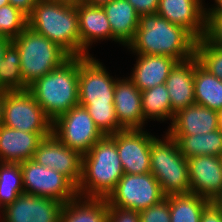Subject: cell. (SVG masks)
<instances>
[{
  "label": "cell",
  "mask_w": 222,
  "mask_h": 222,
  "mask_svg": "<svg viewBox=\"0 0 222 222\" xmlns=\"http://www.w3.org/2000/svg\"><path fill=\"white\" fill-rule=\"evenodd\" d=\"M196 42L188 30L155 13L139 16L135 36L127 47L133 53L166 55L181 62L195 56Z\"/></svg>",
  "instance_id": "6da1fadb"
},
{
  "label": "cell",
  "mask_w": 222,
  "mask_h": 222,
  "mask_svg": "<svg viewBox=\"0 0 222 222\" xmlns=\"http://www.w3.org/2000/svg\"><path fill=\"white\" fill-rule=\"evenodd\" d=\"M124 175L116 133L104 135L82 155V177L77 193L85 198H107Z\"/></svg>",
  "instance_id": "7a4b0ae2"
},
{
  "label": "cell",
  "mask_w": 222,
  "mask_h": 222,
  "mask_svg": "<svg viewBox=\"0 0 222 222\" xmlns=\"http://www.w3.org/2000/svg\"><path fill=\"white\" fill-rule=\"evenodd\" d=\"M27 17L30 29L57 43L70 56H81L77 5L39 0Z\"/></svg>",
  "instance_id": "3957f363"
},
{
  "label": "cell",
  "mask_w": 222,
  "mask_h": 222,
  "mask_svg": "<svg viewBox=\"0 0 222 222\" xmlns=\"http://www.w3.org/2000/svg\"><path fill=\"white\" fill-rule=\"evenodd\" d=\"M79 56H71L59 68L38 78L27 90L54 121L79 104Z\"/></svg>",
  "instance_id": "277c9868"
},
{
  "label": "cell",
  "mask_w": 222,
  "mask_h": 222,
  "mask_svg": "<svg viewBox=\"0 0 222 222\" xmlns=\"http://www.w3.org/2000/svg\"><path fill=\"white\" fill-rule=\"evenodd\" d=\"M12 43L20 53V69L27 88L38 78L59 68L71 57L57 43L28 26L12 39Z\"/></svg>",
  "instance_id": "5b68a950"
},
{
  "label": "cell",
  "mask_w": 222,
  "mask_h": 222,
  "mask_svg": "<svg viewBox=\"0 0 222 222\" xmlns=\"http://www.w3.org/2000/svg\"><path fill=\"white\" fill-rule=\"evenodd\" d=\"M162 140L156 137L151 142L150 173L159 182L165 196L190 193L187 158L168 133Z\"/></svg>",
  "instance_id": "8992f818"
},
{
  "label": "cell",
  "mask_w": 222,
  "mask_h": 222,
  "mask_svg": "<svg viewBox=\"0 0 222 222\" xmlns=\"http://www.w3.org/2000/svg\"><path fill=\"white\" fill-rule=\"evenodd\" d=\"M3 125L28 133H52L53 121L28 90L1 92Z\"/></svg>",
  "instance_id": "52a82bcc"
},
{
  "label": "cell",
  "mask_w": 222,
  "mask_h": 222,
  "mask_svg": "<svg viewBox=\"0 0 222 222\" xmlns=\"http://www.w3.org/2000/svg\"><path fill=\"white\" fill-rule=\"evenodd\" d=\"M52 134L81 155L86 154L104 136L96 127L87 108L80 104L53 121Z\"/></svg>",
  "instance_id": "ba28073f"
},
{
  "label": "cell",
  "mask_w": 222,
  "mask_h": 222,
  "mask_svg": "<svg viewBox=\"0 0 222 222\" xmlns=\"http://www.w3.org/2000/svg\"><path fill=\"white\" fill-rule=\"evenodd\" d=\"M166 196L152 173L125 174L106 198L107 205L141 211L160 202Z\"/></svg>",
  "instance_id": "9c48e42d"
},
{
  "label": "cell",
  "mask_w": 222,
  "mask_h": 222,
  "mask_svg": "<svg viewBox=\"0 0 222 222\" xmlns=\"http://www.w3.org/2000/svg\"><path fill=\"white\" fill-rule=\"evenodd\" d=\"M24 193L65 204L78 196L77 187L58 171L29 159L20 163Z\"/></svg>",
  "instance_id": "30bf717a"
},
{
  "label": "cell",
  "mask_w": 222,
  "mask_h": 222,
  "mask_svg": "<svg viewBox=\"0 0 222 222\" xmlns=\"http://www.w3.org/2000/svg\"><path fill=\"white\" fill-rule=\"evenodd\" d=\"M116 80L106 71L101 62L90 55L79 56V104L114 105Z\"/></svg>",
  "instance_id": "8fae6325"
},
{
  "label": "cell",
  "mask_w": 222,
  "mask_h": 222,
  "mask_svg": "<svg viewBox=\"0 0 222 222\" xmlns=\"http://www.w3.org/2000/svg\"><path fill=\"white\" fill-rule=\"evenodd\" d=\"M33 160L66 176L76 187L82 177V155L61 143L53 134L39 143Z\"/></svg>",
  "instance_id": "7c38bea8"
},
{
  "label": "cell",
  "mask_w": 222,
  "mask_h": 222,
  "mask_svg": "<svg viewBox=\"0 0 222 222\" xmlns=\"http://www.w3.org/2000/svg\"><path fill=\"white\" fill-rule=\"evenodd\" d=\"M155 136L142 129H124L116 133V146L125 174L150 172V147Z\"/></svg>",
  "instance_id": "4fadbf2b"
},
{
  "label": "cell",
  "mask_w": 222,
  "mask_h": 222,
  "mask_svg": "<svg viewBox=\"0 0 222 222\" xmlns=\"http://www.w3.org/2000/svg\"><path fill=\"white\" fill-rule=\"evenodd\" d=\"M62 207L55 199L24 193L4 208L1 222H59Z\"/></svg>",
  "instance_id": "5bb4252c"
},
{
  "label": "cell",
  "mask_w": 222,
  "mask_h": 222,
  "mask_svg": "<svg viewBox=\"0 0 222 222\" xmlns=\"http://www.w3.org/2000/svg\"><path fill=\"white\" fill-rule=\"evenodd\" d=\"M190 192L210 202L222 193V157L202 155L187 158Z\"/></svg>",
  "instance_id": "9a60e30c"
},
{
  "label": "cell",
  "mask_w": 222,
  "mask_h": 222,
  "mask_svg": "<svg viewBox=\"0 0 222 222\" xmlns=\"http://www.w3.org/2000/svg\"><path fill=\"white\" fill-rule=\"evenodd\" d=\"M203 0H159L157 14L188 30L197 40L205 35L206 10Z\"/></svg>",
  "instance_id": "2e32d148"
},
{
  "label": "cell",
  "mask_w": 222,
  "mask_h": 222,
  "mask_svg": "<svg viewBox=\"0 0 222 222\" xmlns=\"http://www.w3.org/2000/svg\"><path fill=\"white\" fill-rule=\"evenodd\" d=\"M114 109L118 122L124 129L143 128L146 120L142 113L141 91L129 78L116 80Z\"/></svg>",
  "instance_id": "e0dca14e"
},
{
  "label": "cell",
  "mask_w": 222,
  "mask_h": 222,
  "mask_svg": "<svg viewBox=\"0 0 222 222\" xmlns=\"http://www.w3.org/2000/svg\"><path fill=\"white\" fill-rule=\"evenodd\" d=\"M52 133H28L2 125L0 128V162L22 163L33 159L44 137Z\"/></svg>",
  "instance_id": "ac0fdd59"
},
{
  "label": "cell",
  "mask_w": 222,
  "mask_h": 222,
  "mask_svg": "<svg viewBox=\"0 0 222 222\" xmlns=\"http://www.w3.org/2000/svg\"><path fill=\"white\" fill-rule=\"evenodd\" d=\"M81 42V56H88V48L97 40H113V33L103 7L85 2L77 4Z\"/></svg>",
  "instance_id": "d6986e66"
},
{
  "label": "cell",
  "mask_w": 222,
  "mask_h": 222,
  "mask_svg": "<svg viewBox=\"0 0 222 222\" xmlns=\"http://www.w3.org/2000/svg\"><path fill=\"white\" fill-rule=\"evenodd\" d=\"M169 128V135L206 134L219 129L218 112L193 104L178 111Z\"/></svg>",
  "instance_id": "ffe728a7"
},
{
  "label": "cell",
  "mask_w": 222,
  "mask_h": 222,
  "mask_svg": "<svg viewBox=\"0 0 222 222\" xmlns=\"http://www.w3.org/2000/svg\"><path fill=\"white\" fill-rule=\"evenodd\" d=\"M172 112L195 104L194 97V57L177 62L165 81Z\"/></svg>",
  "instance_id": "44dd1931"
},
{
  "label": "cell",
  "mask_w": 222,
  "mask_h": 222,
  "mask_svg": "<svg viewBox=\"0 0 222 222\" xmlns=\"http://www.w3.org/2000/svg\"><path fill=\"white\" fill-rule=\"evenodd\" d=\"M136 55L138 59L129 79L140 91L165 83L171 69L178 62L166 55Z\"/></svg>",
  "instance_id": "7402d4cb"
},
{
  "label": "cell",
  "mask_w": 222,
  "mask_h": 222,
  "mask_svg": "<svg viewBox=\"0 0 222 222\" xmlns=\"http://www.w3.org/2000/svg\"><path fill=\"white\" fill-rule=\"evenodd\" d=\"M110 23L113 41L127 46L138 28L139 15L127 0H112L102 6Z\"/></svg>",
  "instance_id": "603a6c76"
},
{
  "label": "cell",
  "mask_w": 222,
  "mask_h": 222,
  "mask_svg": "<svg viewBox=\"0 0 222 222\" xmlns=\"http://www.w3.org/2000/svg\"><path fill=\"white\" fill-rule=\"evenodd\" d=\"M59 222H108L107 200L77 196L63 204Z\"/></svg>",
  "instance_id": "cb8c5ba5"
},
{
  "label": "cell",
  "mask_w": 222,
  "mask_h": 222,
  "mask_svg": "<svg viewBox=\"0 0 222 222\" xmlns=\"http://www.w3.org/2000/svg\"><path fill=\"white\" fill-rule=\"evenodd\" d=\"M195 104L219 112L222 110V80L209 73L194 56Z\"/></svg>",
  "instance_id": "d4e9b609"
},
{
  "label": "cell",
  "mask_w": 222,
  "mask_h": 222,
  "mask_svg": "<svg viewBox=\"0 0 222 222\" xmlns=\"http://www.w3.org/2000/svg\"><path fill=\"white\" fill-rule=\"evenodd\" d=\"M170 136L176 140L180 153L186 158L202 155L222 157V131L220 129L206 134Z\"/></svg>",
  "instance_id": "484cf974"
},
{
  "label": "cell",
  "mask_w": 222,
  "mask_h": 222,
  "mask_svg": "<svg viewBox=\"0 0 222 222\" xmlns=\"http://www.w3.org/2000/svg\"><path fill=\"white\" fill-rule=\"evenodd\" d=\"M209 200L195 193L169 195L170 222H200Z\"/></svg>",
  "instance_id": "4316f807"
},
{
  "label": "cell",
  "mask_w": 222,
  "mask_h": 222,
  "mask_svg": "<svg viewBox=\"0 0 222 222\" xmlns=\"http://www.w3.org/2000/svg\"><path fill=\"white\" fill-rule=\"evenodd\" d=\"M142 113L144 119L173 121L175 114L172 112L171 102L165 83L141 91Z\"/></svg>",
  "instance_id": "83f0119b"
},
{
  "label": "cell",
  "mask_w": 222,
  "mask_h": 222,
  "mask_svg": "<svg viewBox=\"0 0 222 222\" xmlns=\"http://www.w3.org/2000/svg\"><path fill=\"white\" fill-rule=\"evenodd\" d=\"M27 90L20 69V53L11 43L0 62V92Z\"/></svg>",
  "instance_id": "f1b7e54d"
},
{
  "label": "cell",
  "mask_w": 222,
  "mask_h": 222,
  "mask_svg": "<svg viewBox=\"0 0 222 222\" xmlns=\"http://www.w3.org/2000/svg\"><path fill=\"white\" fill-rule=\"evenodd\" d=\"M24 194L20 163L0 162V205L4 209Z\"/></svg>",
  "instance_id": "f546056e"
},
{
  "label": "cell",
  "mask_w": 222,
  "mask_h": 222,
  "mask_svg": "<svg viewBox=\"0 0 222 222\" xmlns=\"http://www.w3.org/2000/svg\"><path fill=\"white\" fill-rule=\"evenodd\" d=\"M195 57L209 73L222 80V49L210 44L204 37L197 40Z\"/></svg>",
  "instance_id": "4dcf8cb0"
},
{
  "label": "cell",
  "mask_w": 222,
  "mask_h": 222,
  "mask_svg": "<svg viewBox=\"0 0 222 222\" xmlns=\"http://www.w3.org/2000/svg\"><path fill=\"white\" fill-rule=\"evenodd\" d=\"M27 15L11 4L0 7V36L16 38L27 26Z\"/></svg>",
  "instance_id": "1f68e13d"
},
{
  "label": "cell",
  "mask_w": 222,
  "mask_h": 222,
  "mask_svg": "<svg viewBox=\"0 0 222 222\" xmlns=\"http://www.w3.org/2000/svg\"><path fill=\"white\" fill-rule=\"evenodd\" d=\"M85 106L94 120L96 127L102 132L103 135H113L118 131L124 130L119 124L116 117L114 105L108 106H94V105H82Z\"/></svg>",
  "instance_id": "d6a6232c"
},
{
  "label": "cell",
  "mask_w": 222,
  "mask_h": 222,
  "mask_svg": "<svg viewBox=\"0 0 222 222\" xmlns=\"http://www.w3.org/2000/svg\"><path fill=\"white\" fill-rule=\"evenodd\" d=\"M140 222H170L169 196L147 209L139 211Z\"/></svg>",
  "instance_id": "836d02e7"
},
{
  "label": "cell",
  "mask_w": 222,
  "mask_h": 222,
  "mask_svg": "<svg viewBox=\"0 0 222 222\" xmlns=\"http://www.w3.org/2000/svg\"><path fill=\"white\" fill-rule=\"evenodd\" d=\"M204 38L210 44L222 49V16H206Z\"/></svg>",
  "instance_id": "e575fe53"
},
{
  "label": "cell",
  "mask_w": 222,
  "mask_h": 222,
  "mask_svg": "<svg viewBox=\"0 0 222 222\" xmlns=\"http://www.w3.org/2000/svg\"><path fill=\"white\" fill-rule=\"evenodd\" d=\"M108 222H140L139 211L108 205Z\"/></svg>",
  "instance_id": "d590c367"
},
{
  "label": "cell",
  "mask_w": 222,
  "mask_h": 222,
  "mask_svg": "<svg viewBox=\"0 0 222 222\" xmlns=\"http://www.w3.org/2000/svg\"><path fill=\"white\" fill-rule=\"evenodd\" d=\"M141 15L155 14L158 10L159 0H127Z\"/></svg>",
  "instance_id": "8d00e7d4"
},
{
  "label": "cell",
  "mask_w": 222,
  "mask_h": 222,
  "mask_svg": "<svg viewBox=\"0 0 222 222\" xmlns=\"http://www.w3.org/2000/svg\"><path fill=\"white\" fill-rule=\"evenodd\" d=\"M200 222H222L221 212L210 202L203 210Z\"/></svg>",
  "instance_id": "74e56055"
},
{
  "label": "cell",
  "mask_w": 222,
  "mask_h": 222,
  "mask_svg": "<svg viewBox=\"0 0 222 222\" xmlns=\"http://www.w3.org/2000/svg\"><path fill=\"white\" fill-rule=\"evenodd\" d=\"M38 1L39 0H9V4L18 8L28 16Z\"/></svg>",
  "instance_id": "f35d334b"
},
{
  "label": "cell",
  "mask_w": 222,
  "mask_h": 222,
  "mask_svg": "<svg viewBox=\"0 0 222 222\" xmlns=\"http://www.w3.org/2000/svg\"><path fill=\"white\" fill-rule=\"evenodd\" d=\"M215 5L212 8H208L206 11V16H222V0H214Z\"/></svg>",
  "instance_id": "ab89813d"
},
{
  "label": "cell",
  "mask_w": 222,
  "mask_h": 222,
  "mask_svg": "<svg viewBox=\"0 0 222 222\" xmlns=\"http://www.w3.org/2000/svg\"><path fill=\"white\" fill-rule=\"evenodd\" d=\"M12 43V39L0 36V62L4 58L6 48Z\"/></svg>",
  "instance_id": "60d3db41"
},
{
  "label": "cell",
  "mask_w": 222,
  "mask_h": 222,
  "mask_svg": "<svg viewBox=\"0 0 222 222\" xmlns=\"http://www.w3.org/2000/svg\"><path fill=\"white\" fill-rule=\"evenodd\" d=\"M112 0H85L84 2L90 5H95V6H103L110 2Z\"/></svg>",
  "instance_id": "b9f144b4"
},
{
  "label": "cell",
  "mask_w": 222,
  "mask_h": 222,
  "mask_svg": "<svg viewBox=\"0 0 222 222\" xmlns=\"http://www.w3.org/2000/svg\"><path fill=\"white\" fill-rule=\"evenodd\" d=\"M215 207L221 212L222 215V193L211 201Z\"/></svg>",
  "instance_id": "7bdbcfd3"
},
{
  "label": "cell",
  "mask_w": 222,
  "mask_h": 222,
  "mask_svg": "<svg viewBox=\"0 0 222 222\" xmlns=\"http://www.w3.org/2000/svg\"><path fill=\"white\" fill-rule=\"evenodd\" d=\"M56 1L77 5L84 2L85 0H56Z\"/></svg>",
  "instance_id": "ee69618b"
},
{
  "label": "cell",
  "mask_w": 222,
  "mask_h": 222,
  "mask_svg": "<svg viewBox=\"0 0 222 222\" xmlns=\"http://www.w3.org/2000/svg\"><path fill=\"white\" fill-rule=\"evenodd\" d=\"M218 125L219 129L222 131V110L218 112Z\"/></svg>",
  "instance_id": "f6af8a7d"
},
{
  "label": "cell",
  "mask_w": 222,
  "mask_h": 222,
  "mask_svg": "<svg viewBox=\"0 0 222 222\" xmlns=\"http://www.w3.org/2000/svg\"><path fill=\"white\" fill-rule=\"evenodd\" d=\"M3 125V120H2V105H1V92H0V128Z\"/></svg>",
  "instance_id": "bcb514c9"
},
{
  "label": "cell",
  "mask_w": 222,
  "mask_h": 222,
  "mask_svg": "<svg viewBox=\"0 0 222 222\" xmlns=\"http://www.w3.org/2000/svg\"><path fill=\"white\" fill-rule=\"evenodd\" d=\"M9 4V0H0V7L8 5Z\"/></svg>",
  "instance_id": "7dc6e473"
}]
</instances>
